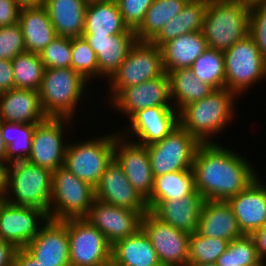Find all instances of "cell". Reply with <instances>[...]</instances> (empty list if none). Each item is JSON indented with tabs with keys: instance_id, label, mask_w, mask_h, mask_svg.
Instances as JSON below:
<instances>
[{
	"instance_id": "obj_29",
	"label": "cell",
	"mask_w": 266,
	"mask_h": 266,
	"mask_svg": "<svg viewBox=\"0 0 266 266\" xmlns=\"http://www.w3.org/2000/svg\"><path fill=\"white\" fill-rule=\"evenodd\" d=\"M18 23L22 28L27 52L40 53L57 36L43 5L21 8Z\"/></svg>"
},
{
	"instance_id": "obj_15",
	"label": "cell",
	"mask_w": 266,
	"mask_h": 266,
	"mask_svg": "<svg viewBox=\"0 0 266 266\" xmlns=\"http://www.w3.org/2000/svg\"><path fill=\"white\" fill-rule=\"evenodd\" d=\"M142 214L94 199L84 217L96 227L112 246L141 228Z\"/></svg>"
},
{
	"instance_id": "obj_23",
	"label": "cell",
	"mask_w": 266,
	"mask_h": 266,
	"mask_svg": "<svg viewBox=\"0 0 266 266\" xmlns=\"http://www.w3.org/2000/svg\"><path fill=\"white\" fill-rule=\"evenodd\" d=\"M96 53L98 79L107 80L117 72L131 47L136 43V33H119L111 36H82ZM102 77V78H101Z\"/></svg>"
},
{
	"instance_id": "obj_1",
	"label": "cell",
	"mask_w": 266,
	"mask_h": 266,
	"mask_svg": "<svg viewBox=\"0 0 266 266\" xmlns=\"http://www.w3.org/2000/svg\"><path fill=\"white\" fill-rule=\"evenodd\" d=\"M245 156L219 143H200L192 172L195 190L204 200L227 201L243 191L258 176Z\"/></svg>"
},
{
	"instance_id": "obj_51",
	"label": "cell",
	"mask_w": 266,
	"mask_h": 266,
	"mask_svg": "<svg viewBox=\"0 0 266 266\" xmlns=\"http://www.w3.org/2000/svg\"><path fill=\"white\" fill-rule=\"evenodd\" d=\"M20 8L39 7L44 4V0H14Z\"/></svg>"
},
{
	"instance_id": "obj_27",
	"label": "cell",
	"mask_w": 266,
	"mask_h": 266,
	"mask_svg": "<svg viewBox=\"0 0 266 266\" xmlns=\"http://www.w3.org/2000/svg\"><path fill=\"white\" fill-rule=\"evenodd\" d=\"M207 48L202 31L186 33L166 42L160 47L164 71L190 68Z\"/></svg>"
},
{
	"instance_id": "obj_2",
	"label": "cell",
	"mask_w": 266,
	"mask_h": 266,
	"mask_svg": "<svg viewBox=\"0 0 266 266\" xmlns=\"http://www.w3.org/2000/svg\"><path fill=\"white\" fill-rule=\"evenodd\" d=\"M238 96L228 89L214 90L207 97L184 106L178 112L179 125L199 143H216V135L236 118ZM230 123V124H229Z\"/></svg>"
},
{
	"instance_id": "obj_37",
	"label": "cell",
	"mask_w": 266,
	"mask_h": 266,
	"mask_svg": "<svg viewBox=\"0 0 266 266\" xmlns=\"http://www.w3.org/2000/svg\"><path fill=\"white\" fill-rule=\"evenodd\" d=\"M190 69L201 81L215 90L225 88L224 54L216 49L207 48L192 64Z\"/></svg>"
},
{
	"instance_id": "obj_50",
	"label": "cell",
	"mask_w": 266,
	"mask_h": 266,
	"mask_svg": "<svg viewBox=\"0 0 266 266\" xmlns=\"http://www.w3.org/2000/svg\"><path fill=\"white\" fill-rule=\"evenodd\" d=\"M8 163L5 159L0 158V189L3 190L6 185Z\"/></svg>"
},
{
	"instance_id": "obj_26",
	"label": "cell",
	"mask_w": 266,
	"mask_h": 266,
	"mask_svg": "<svg viewBox=\"0 0 266 266\" xmlns=\"http://www.w3.org/2000/svg\"><path fill=\"white\" fill-rule=\"evenodd\" d=\"M135 33L123 22L116 0H99L87 3L82 36H111Z\"/></svg>"
},
{
	"instance_id": "obj_7",
	"label": "cell",
	"mask_w": 266,
	"mask_h": 266,
	"mask_svg": "<svg viewBox=\"0 0 266 266\" xmlns=\"http://www.w3.org/2000/svg\"><path fill=\"white\" fill-rule=\"evenodd\" d=\"M223 54L225 88L238 97L266 78V60L250 33Z\"/></svg>"
},
{
	"instance_id": "obj_54",
	"label": "cell",
	"mask_w": 266,
	"mask_h": 266,
	"mask_svg": "<svg viewBox=\"0 0 266 266\" xmlns=\"http://www.w3.org/2000/svg\"><path fill=\"white\" fill-rule=\"evenodd\" d=\"M6 196L3 190L0 191V210L2 208V206L5 204L6 202Z\"/></svg>"
},
{
	"instance_id": "obj_5",
	"label": "cell",
	"mask_w": 266,
	"mask_h": 266,
	"mask_svg": "<svg viewBox=\"0 0 266 266\" xmlns=\"http://www.w3.org/2000/svg\"><path fill=\"white\" fill-rule=\"evenodd\" d=\"M7 202L34 207L49 213L52 192V171L28 161L8 165L3 189Z\"/></svg>"
},
{
	"instance_id": "obj_20",
	"label": "cell",
	"mask_w": 266,
	"mask_h": 266,
	"mask_svg": "<svg viewBox=\"0 0 266 266\" xmlns=\"http://www.w3.org/2000/svg\"><path fill=\"white\" fill-rule=\"evenodd\" d=\"M24 249L44 266H70L67 227L49 219Z\"/></svg>"
},
{
	"instance_id": "obj_3",
	"label": "cell",
	"mask_w": 266,
	"mask_h": 266,
	"mask_svg": "<svg viewBox=\"0 0 266 266\" xmlns=\"http://www.w3.org/2000/svg\"><path fill=\"white\" fill-rule=\"evenodd\" d=\"M78 72L71 67L46 68L39 89L41 107L47 118H75L79 103L88 99V86ZM86 93V94H85ZM85 98V99H84ZM82 99V101H81Z\"/></svg>"
},
{
	"instance_id": "obj_6",
	"label": "cell",
	"mask_w": 266,
	"mask_h": 266,
	"mask_svg": "<svg viewBox=\"0 0 266 266\" xmlns=\"http://www.w3.org/2000/svg\"><path fill=\"white\" fill-rule=\"evenodd\" d=\"M164 73L161 49L149 41H136L117 72L106 82L109 101L104 103H111L125 88L160 77Z\"/></svg>"
},
{
	"instance_id": "obj_46",
	"label": "cell",
	"mask_w": 266,
	"mask_h": 266,
	"mask_svg": "<svg viewBox=\"0 0 266 266\" xmlns=\"http://www.w3.org/2000/svg\"><path fill=\"white\" fill-rule=\"evenodd\" d=\"M14 88L12 60L0 59V94Z\"/></svg>"
},
{
	"instance_id": "obj_32",
	"label": "cell",
	"mask_w": 266,
	"mask_h": 266,
	"mask_svg": "<svg viewBox=\"0 0 266 266\" xmlns=\"http://www.w3.org/2000/svg\"><path fill=\"white\" fill-rule=\"evenodd\" d=\"M170 82V97L173 107L179 112L184 106L201 100L215 89L201 82L190 68L167 73Z\"/></svg>"
},
{
	"instance_id": "obj_17",
	"label": "cell",
	"mask_w": 266,
	"mask_h": 266,
	"mask_svg": "<svg viewBox=\"0 0 266 266\" xmlns=\"http://www.w3.org/2000/svg\"><path fill=\"white\" fill-rule=\"evenodd\" d=\"M48 220L43 210L6 201L0 210V239L12 243L17 249L24 248Z\"/></svg>"
},
{
	"instance_id": "obj_39",
	"label": "cell",
	"mask_w": 266,
	"mask_h": 266,
	"mask_svg": "<svg viewBox=\"0 0 266 266\" xmlns=\"http://www.w3.org/2000/svg\"><path fill=\"white\" fill-rule=\"evenodd\" d=\"M229 241L203 236L197 231L190 234L188 264L216 263L227 249Z\"/></svg>"
},
{
	"instance_id": "obj_33",
	"label": "cell",
	"mask_w": 266,
	"mask_h": 266,
	"mask_svg": "<svg viewBox=\"0 0 266 266\" xmlns=\"http://www.w3.org/2000/svg\"><path fill=\"white\" fill-rule=\"evenodd\" d=\"M189 0H154L135 31L137 41H151L162 27L177 16Z\"/></svg>"
},
{
	"instance_id": "obj_11",
	"label": "cell",
	"mask_w": 266,
	"mask_h": 266,
	"mask_svg": "<svg viewBox=\"0 0 266 266\" xmlns=\"http://www.w3.org/2000/svg\"><path fill=\"white\" fill-rule=\"evenodd\" d=\"M61 222L67 227L70 266H104L111 260L112 246L86 219L72 218Z\"/></svg>"
},
{
	"instance_id": "obj_19",
	"label": "cell",
	"mask_w": 266,
	"mask_h": 266,
	"mask_svg": "<svg viewBox=\"0 0 266 266\" xmlns=\"http://www.w3.org/2000/svg\"><path fill=\"white\" fill-rule=\"evenodd\" d=\"M95 199L117 207L138 211L142 215L149 211L146 201L130 184L122 167L114 158L106 166L95 187Z\"/></svg>"
},
{
	"instance_id": "obj_45",
	"label": "cell",
	"mask_w": 266,
	"mask_h": 266,
	"mask_svg": "<svg viewBox=\"0 0 266 266\" xmlns=\"http://www.w3.org/2000/svg\"><path fill=\"white\" fill-rule=\"evenodd\" d=\"M20 9L14 0H0V27L18 23Z\"/></svg>"
},
{
	"instance_id": "obj_22",
	"label": "cell",
	"mask_w": 266,
	"mask_h": 266,
	"mask_svg": "<svg viewBox=\"0 0 266 266\" xmlns=\"http://www.w3.org/2000/svg\"><path fill=\"white\" fill-rule=\"evenodd\" d=\"M203 197L195 190L191 195L168 201H146L149 211L173 228L192 234L197 231Z\"/></svg>"
},
{
	"instance_id": "obj_41",
	"label": "cell",
	"mask_w": 266,
	"mask_h": 266,
	"mask_svg": "<svg viewBox=\"0 0 266 266\" xmlns=\"http://www.w3.org/2000/svg\"><path fill=\"white\" fill-rule=\"evenodd\" d=\"M39 56L45 69L71 67V38L56 36L53 41L39 53Z\"/></svg>"
},
{
	"instance_id": "obj_12",
	"label": "cell",
	"mask_w": 266,
	"mask_h": 266,
	"mask_svg": "<svg viewBox=\"0 0 266 266\" xmlns=\"http://www.w3.org/2000/svg\"><path fill=\"white\" fill-rule=\"evenodd\" d=\"M74 121L69 118H47L37 124L32 138L31 153L27 161L52 172L63 167L69 142L63 139L67 134L68 126L73 125Z\"/></svg>"
},
{
	"instance_id": "obj_16",
	"label": "cell",
	"mask_w": 266,
	"mask_h": 266,
	"mask_svg": "<svg viewBox=\"0 0 266 266\" xmlns=\"http://www.w3.org/2000/svg\"><path fill=\"white\" fill-rule=\"evenodd\" d=\"M127 123L128 127L118 132L134 142L149 145L162 140L179 125L178 111L174 107L154 106L139 110Z\"/></svg>"
},
{
	"instance_id": "obj_9",
	"label": "cell",
	"mask_w": 266,
	"mask_h": 266,
	"mask_svg": "<svg viewBox=\"0 0 266 266\" xmlns=\"http://www.w3.org/2000/svg\"><path fill=\"white\" fill-rule=\"evenodd\" d=\"M95 199V188L65 167L52 172V192L48 218L62 221L84 218Z\"/></svg>"
},
{
	"instance_id": "obj_35",
	"label": "cell",
	"mask_w": 266,
	"mask_h": 266,
	"mask_svg": "<svg viewBox=\"0 0 266 266\" xmlns=\"http://www.w3.org/2000/svg\"><path fill=\"white\" fill-rule=\"evenodd\" d=\"M195 191L192 170H180L154 177L153 189L147 201H168L191 195Z\"/></svg>"
},
{
	"instance_id": "obj_25",
	"label": "cell",
	"mask_w": 266,
	"mask_h": 266,
	"mask_svg": "<svg viewBox=\"0 0 266 266\" xmlns=\"http://www.w3.org/2000/svg\"><path fill=\"white\" fill-rule=\"evenodd\" d=\"M197 232L210 238L232 241L243 234L238 228L232 207L227 201L205 200Z\"/></svg>"
},
{
	"instance_id": "obj_18",
	"label": "cell",
	"mask_w": 266,
	"mask_h": 266,
	"mask_svg": "<svg viewBox=\"0 0 266 266\" xmlns=\"http://www.w3.org/2000/svg\"><path fill=\"white\" fill-rule=\"evenodd\" d=\"M160 106L173 107L170 97L168 74L125 88L111 103V109L118 111L128 120L139 110Z\"/></svg>"
},
{
	"instance_id": "obj_53",
	"label": "cell",
	"mask_w": 266,
	"mask_h": 266,
	"mask_svg": "<svg viewBox=\"0 0 266 266\" xmlns=\"http://www.w3.org/2000/svg\"><path fill=\"white\" fill-rule=\"evenodd\" d=\"M5 153H6V145L3 140L1 128H0V158L5 159Z\"/></svg>"
},
{
	"instance_id": "obj_57",
	"label": "cell",
	"mask_w": 266,
	"mask_h": 266,
	"mask_svg": "<svg viewBox=\"0 0 266 266\" xmlns=\"http://www.w3.org/2000/svg\"><path fill=\"white\" fill-rule=\"evenodd\" d=\"M87 2H90V1H99V0H86Z\"/></svg>"
},
{
	"instance_id": "obj_49",
	"label": "cell",
	"mask_w": 266,
	"mask_h": 266,
	"mask_svg": "<svg viewBox=\"0 0 266 266\" xmlns=\"http://www.w3.org/2000/svg\"><path fill=\"white\" fill-rule=\"evenodd\" d=\"M16 266H44L31 256L24 248H18L14 256Z\"/></svg>"
},
{
	"instance_id": "obj_8",
	"label": "cell",
	"mask_w": 266,
	"mask_h": 266,
	"mask_svg": "<svg viewBox=\"0 0 266 266\" xmlns=\"http://www.w3.org/2000/svg\"><path fill=\"white\" fill-rule=\"evenodd\" d=\"M111 133L82 142H69L63 167L95 188L114 158V142L119 133L115 130Z\"/></svg>"
},
{
	"instance_id": "obj_43",
	"label": "cell",
	"mask_w": 266,
	"mask_h": 266,
	"mask_svg": "<svg viewBox=\"0 0 266 266\" xmlns=\"http://www.w3.org/2000/svg\"><path fill=\"white\" fill-rule=\"evenodd\" d=\"M154 0H116L124 24L136 31L145 19L146 11Z\"/></svg>"
},
{
	"instance_id": "obj_52",
	"label": "cell",
	"mask_w": 266,
	"mask_h": 266,
	"mask_svg": "<svg viewBox=\"0 0 266 266\" xmlns=\"http://www.w3.org/2000/svg\"><path fill=\"white\" fill-rule=\"evenodd\" d=\"M238 1H240L242 4H244L246 7L250 9L260 4L266 3V0H238Z\"/></svg>"
},
{
	"instance_id": "obj_24",
	"label": "cell",
	"mask_w": 266,
	"mask_h": 266,
	"mask_svg": "<svg viewBox=\"0 0 266 266\" xmlns=\"http://www.w3.org/2000/svg\"><path fill=\"white\" fill-rule=\"evenodd\" d=\"M47 119L39 91L12 88L0 94V120L37 125Z\"/></svg>"
},
{
	"instance_id": "obj_21",
	"label": "cell",
	"mask_w": 266,
	"mask_h": 266,
	"mask_svg": "<svg viewBox=\"0 0 266 266\" xmlns=\"http://www.w3.org/2000/svg\"><path fill=\"white\" fill-rule=\"evenodd\" d=\"M266 182L258 176L251 184L227 202L232 207L239 230L244 235L266 225Z\"/></svg>"
},
{
	"instance_id": "obj_38",
	"label": "cell",
	"mask_w": 266,
	"mask_h": 266,
	"mask_svg": "<svg viewBox=\"0 0 266 266\" xmlns=\"http://www.w3.org/2000/svg\"><path fill=\"white\" fill-rule=\"evenodd\" d=\"M217 266H266L259 258L250 235L229 242L226 251L217 258Z\"/></svg>"
},
{
	"instance_id": "obj_56",
	"label": "cell",
	"mask_w": 266,
	"mask_h": 266,
	"mask_svg": "<svg viewBox=\"0 0 266 266\" xmlns=\"http://www.w3.org/2000/svg\"><path fill=\"white\" fill-rule=\"evenodd\" d=\"M104 266H120L118 264H116L115 262H113L112 260H110L108 263H106Z\"/></svg>"
},
{
	"instance_id": "obj_40",
	"label": "cell",
	"mask_w": 266,
	"mask_h": 266,
	"mask_svg": "<svg viewBox=\"0 0 266 266\" xmlns=\"http://www.w3.org/2000/svg\"><path fill=\"white\" fill-rule=\"evenodd\" d=\"M71 68L86 81L98 79V62L96 53L84 37L71 38Z\"/></svg>"
},
{
	"instance_id": "obj_47",
	"label": "cell",
	"mask_w": 266,
	"mask_h": 266,
	"mask_svg": "<svg viewBox=\"0 0 266 266\" xmlns=\"http://www.w3.org/2000/svg\"><path fill=\"white\" fill-rule=\"evenodd\" d=\"M259 258L266 265V225L250 234Z\"/></svg>"
},
{
	"instance_id": "obj_4",
	"label": "cell",
	"mask_w": 266,
	"mask_h": 266,
	"mask_svg": "<svg viewBox=\"0 0 266 266\" xmlns=\"http://www.w3.org/2000/svg\"><path fill=\"white\" fill-rule=\"evenodd\" d=\"M251 9L238 0H208L202 33L207 46L221 52L250 33Z\"/></svg>"
},
{
	"instance_id": "obj_36",
	"label": "cell",
	"mask_w": 266,
	"mask_h": 266,
	"mask_svg": "<svg viewBox=\"0 0 266 266\" xmlns=\"http://www.w3.org/2000/svg\"><path fill=\"white\" fill-rule=\"evenodd\" d=\"M12 68L14 88L39 91L45 70L39 53H20L12 59Z\"/></svg>"
},
{
	"instance_id": "obj_10",
	"label": "cell",
	"mask_w": 266,
	"mask_h": 266,
	"mask_svg": "<svg viewBox=\"0 0 266 266\" xmlns=\"http://www.w3.org/2000/svg\"><path fill=\"white\" fill-rule=\"evenodd\" d=\"M200 143L178 125L162 140L146 145L153 176L180 170H192Z\"/></svg>"
},
{
	"instance_id": "obj_14",
	"label": "cell",
	"mask_w": 266,
	"mask_h": 266,
	"mask_svg": "<svg viewBox=\"0 0 266 266\" xmlns=\"http://www.w3.org/2000/svg\"><path fill=\"white\" fill-rule=\"evenodd\" d=\"M114 159L122 167L133 188L147 201L152 194L154 176L146 145L119 133L114 142Z\"/></svg>"
},
{
	"instance_id": "obj_48",
	"label": "cell",
	"mask_w": 266,
	"mask_h": 266,
	"mask_svg": "<svg viewBox=\"0 0 266 266\" xmlns=\"http://www.w3.org/2000/svg\"><path fill=\"white\" fill-rule=\"evenodd\" d=\"M17 248L10 242L0 239V266H11Z\"/></svg>"
},
{
	"instance_id": "obj_34",
	"label": "cell",
	"mask_w": 266,
	"mask_h": 266,
	"mask_svg": "<svg viewBox=\"0 0 266 266\" xmlns=\"http://www.w3.org/2000/svg\"><path fill=\"white\" fill-rule=\"evenodd\" d=\"M35 126L0 121L2 137L6 145L5 160L8 164L27 161L31 153Z\"/></svg>"
},
{
	"instance_id": "obj_31",
	"label": "cell",
	"mask_w": 266,
	"mask_h": 266,
	"mask_svg": "<svg viewBox=\"0 0 266 266\" xmlns=\"http://www.w3.org/2000/svg\"><path fill=\"white\" fill-rule=\"evenodd\" d=\"M207 3L208 0H189L182 11L166 23L150 42L160 48L180 35L202 31Z\"/></svg>"
},
{
	"instance_id": "obj_42",
	"label": "cell",
	"mask_w": 266,
	"mask_h": 266,
	"mask_svg": "<svg viewBox=\"0 0 266 266\" xmlns=\"http://www.w3.org/2000/svg\"><path fill=\"white\" fill-rule=\"evenodd\" d=\"M25 51L24 37L19 23L0 27V59L12 60Z\"/></svg>"
},
{
	"instance_id": "obj_44",
	"label": "cell",
	"mask_w": 266,
	"mask_h": 266,
	"mask_svg": "<svg viewBox=\"0 0 266 266\" xmlns=\"http://www.w3.org/2000/svg\"><path fill=\"white\" fill-rule=\"evenodd\" d=\"M250 34L266 60V3L251 8Z\"/></svg>"
},
{
	"instance_id": "obj_55",
	"label": "cell",
	"mask_w": 266,
	"mask_h": 266,
	"mask_svg": "<svg viewBox=\"0 0 266 266\" xmlns=\"http://www.w3.org/2000/svg\"><path fill=\"white\" fill-rule=\"evenodd\" d=\"M187 266H217L216 263H207V264H187Z\"/></svg>"
},
{
	"instance_id": "obj_30",
	"label": "cell",
	"mask_w": 266,
	"mask_h": 266,
	"mask_svg": "<svg viewBox=\"0 0 266 266\" xmlns=\"http://www.w3.org/2000/svg\"><path fill=\"white\" fill-rule=\"evenodd\" d=\"M111 260L120 266L161 265L151 240L142 228L112 245Z\"/></svg>"
},
{
	"instance_id": "obj_13",
	"label": "cell",
	"mask_w": 266,
	"mask_h": 266,
	"mask_svg": "<svg viewBox=\"0 0 266 266\" xmlns=\"http://www.w3.org/2000/svg\"><path fill=\"white\" fill-rule=\"evenodd\" d=\"M141 228L151 240L161 265L187 266L190 234L164 223L150 211L142 216Z\"/></svg>"
},
{
	"instance_id": "obj_28",
	"label": "cell",
	"mask_w": 266,
	"mask_h": 266,
	"mask_svg": "<svg viewBox=\"0 0 266 266\" xmlns=\"http://www.w3.org/2000/svg\"><path fill=\"white\" fill-rule=\"evenodd\" d=\"M86 0H44L57 36L82 37L85 26Z\"/></svg>"
}]
</instances>
